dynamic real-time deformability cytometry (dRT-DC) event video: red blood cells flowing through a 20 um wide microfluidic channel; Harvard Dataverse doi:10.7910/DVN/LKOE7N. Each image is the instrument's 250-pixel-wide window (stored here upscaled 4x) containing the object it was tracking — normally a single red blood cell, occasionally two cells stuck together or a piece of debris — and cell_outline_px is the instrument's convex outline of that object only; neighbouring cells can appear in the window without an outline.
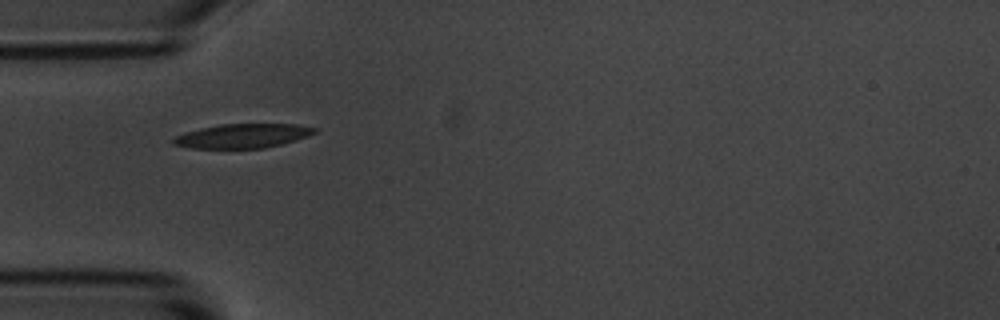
{"species": "common noctule bat (a hibernating species)", "species_latin": "Nyctalus noctula", "temperature_condition": "room temperature", "stored_images_in_passage": 6, "camera_frame_rate_fps": 3000, "um_per_image_px": 0.085, "animal": {"sex": "male", "body_mass_g": 20.1, "forearm_length_mm": 53.5}, "frame": {"image": 1, "passage_image": 1, "time_ms": 0.0, "image_size_px": [1000, 320], "cell_outline_px": [[320, 128], [316, 132], [308, 136], [280, 144], [264, 148], [192, 148], [172, 144], [172, 140], [176, 136], [184, 132], [200, 128], [220, 124], [296, 124]], "centroid_in_image_um": [20.63, 11.54], "position_along_channel_um": 64.4, "area_um2": 19.88}}
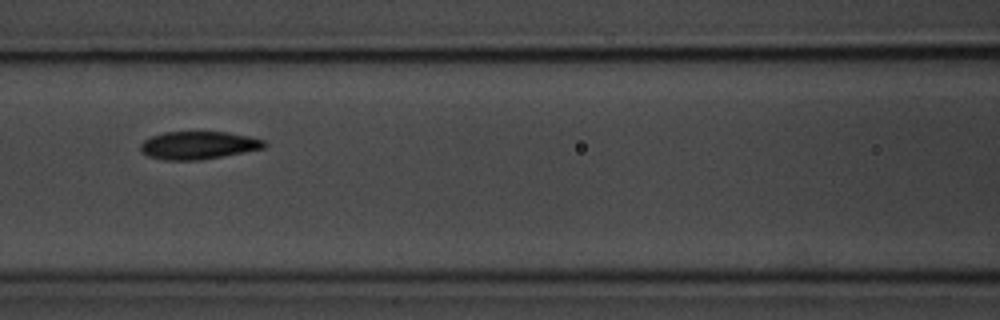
{"frame": {"image": 2, "passage_image": 3, "time_ms": 2.333, "image_size_px": [1000, 320], "cell_outline_px": [[268, 144], [264, 148], [244, 152], [200, 160], [164, 160], [148, 156], [140, 148], [140, 144], [144, 140], [152, 136], [164, 132], [228, 132], [248, 136], [264, 140]], "centroid_in_image_um": [16.87, 12.35], "position_along_channel_um": 149.7, "area_um2": 20.0}}
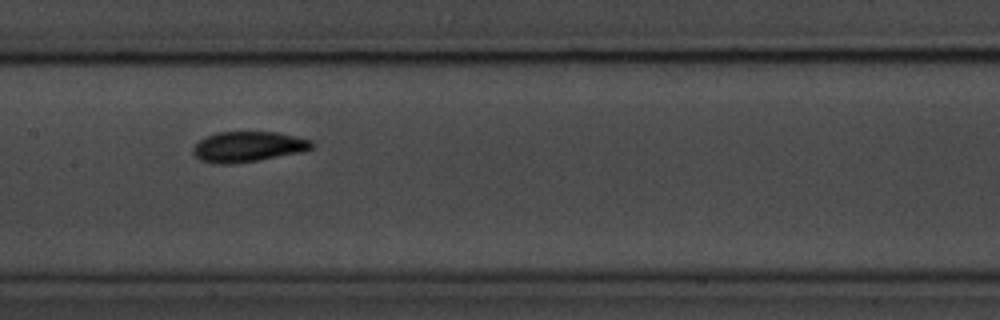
{"frame": {"image": 3, "passage_image": 4, "time_ms": 3.333, "image_size_px": [1000, 320], "cell_outline_px": [[316, 144], [312, 148], [300, 152], [260, 160], [232, 164], [212, 164], [200, 160], [192, 152], [192, 148], [204, 136], [216, 132], [276, 132], [296, 136], [312, 140]], "centroid_in_image_um": [21.07, 12.47], "position_along_channel_um": 186.3, "area_um2": 21.27}}